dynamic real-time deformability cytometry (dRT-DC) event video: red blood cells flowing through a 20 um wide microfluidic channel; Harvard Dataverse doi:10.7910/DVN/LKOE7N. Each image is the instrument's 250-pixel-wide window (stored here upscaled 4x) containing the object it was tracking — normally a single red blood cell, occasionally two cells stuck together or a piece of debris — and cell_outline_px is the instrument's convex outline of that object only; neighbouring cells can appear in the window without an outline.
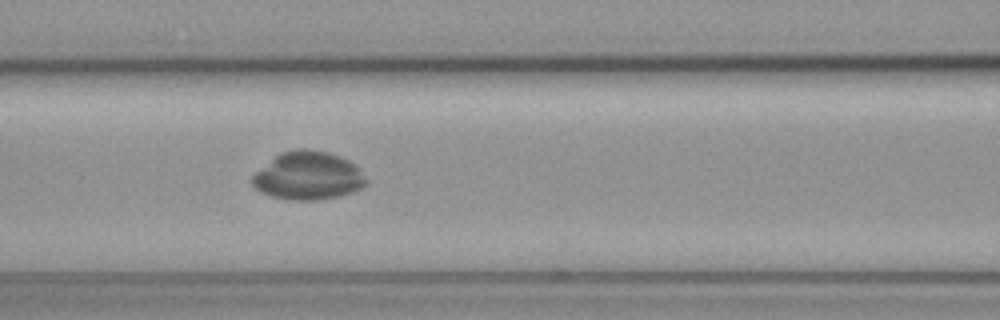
{"species": "common noctule bat (a hibernating species)", "species_latin": "Nyctalus noctula", "temperature_condition": "cold", "stored_images_in_passage": 43, "camera_frame_rate_fps": 3000, "um_per_image_px": 0.085, "animal": {"sex": "female", "body_mass_g": 19.3, "forearm_length_mm": 54.1}, "frame": {"image": 1, "passage_image": 11, "time_ms": 3.333, "image_size_px": [1000, 320], "cell_outline_px": [[368, 184], [352, 192], [336, 196], [316, 200], [288, 200], [272, 196], [260, 192], [252, 184], [252, 176], [256, 172], [280, 152], [296, 148], [304, 148], [328, 152], [340, 156], [348, 160], [368, 180]], "centroid_in_image_um": [26.17, 14.94], "position_along_channel_um": 140.4, "area_um2": 31.73}}
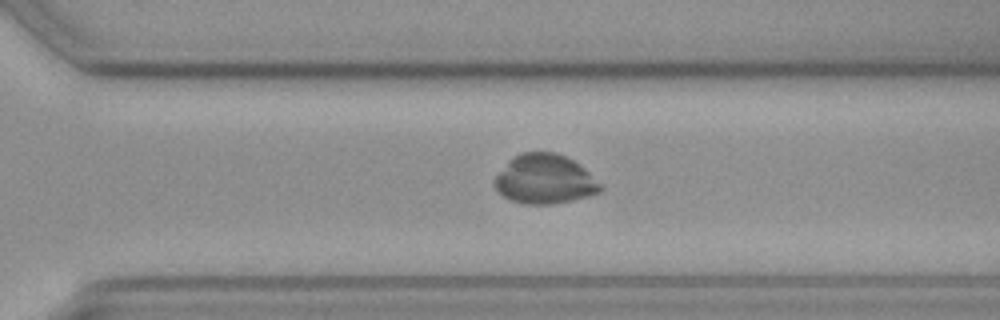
{"frame": {"image": 2, "passage_image": 26, "time_ms": 8.333, "image_size_px": [1000, 320], "cell_outline_px": [[604, 188], [600, 192], [588, 196], [572, 200], [552, 204], [524, 204], [512, 200], [496, 192], [492, 184], [492, 180], [508, 160], [512, 156], [520, 152], [556, 152], [580, 164]], "centroid_in_image_um": [46.25, 15.23], "position_along_channel_um": 324.4, "area_um2": 30.69}}
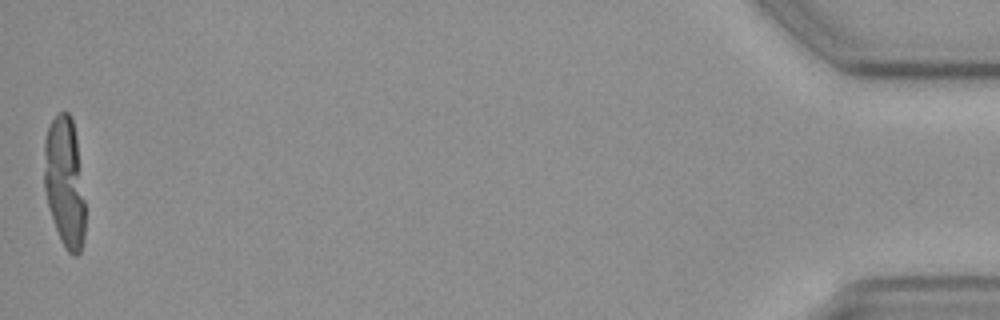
{"frame": {"image": 3, "passage_image": 43, "time_ms": 14.0, "image_size_px": [1000, 320], "cell_outline_px": [[84, 240], [80, 252], [76, 256], [72, 256], [64, 248], [60, 240], [48, 204], [44, 188], [44, 140], [48, 128], [52, 120], [60, 112], [68, 112], [72, 116], [76, 136], [84, 200]], "centroid_in_image_um": [5.49, 15.5], "position_along_channel_um": 429.7, "area_um2": 31.1}}